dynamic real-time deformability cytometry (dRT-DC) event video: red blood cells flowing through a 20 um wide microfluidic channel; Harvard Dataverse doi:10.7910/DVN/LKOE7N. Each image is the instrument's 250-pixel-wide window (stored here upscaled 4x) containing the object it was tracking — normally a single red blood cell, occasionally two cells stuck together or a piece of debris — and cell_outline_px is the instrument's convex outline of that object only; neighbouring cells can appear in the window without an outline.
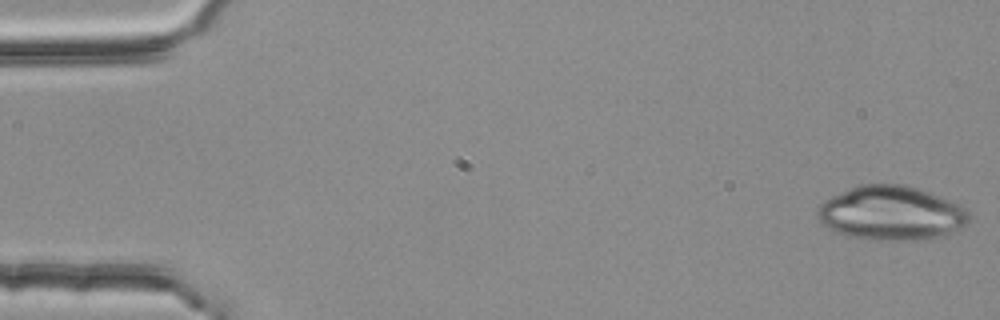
{"species": "common noctule bat (a hibernating species)", "species_latin": "Nyctalus noctula", "temperature_condition": "room temperature", "stored_images_in_passage": 5, "camera_frame_rate_fps": 3000, "um_per_image_px": 0.085, "animal": {"sex": "female", "body_mass_g": 25.1}, "frame": {"image": 1, "passage_image": 1, "time_ms": 0.0, "image_size_px": [1000, 320], "cell_outline_px": [[972, 216], [964, 224], [940, 236], [916, 240], [868, 240], [848, 236], [836, 232], [828, 228], [816, 216], [816, 212], [820, 204], [824, 200], [832, 196], [860, 184], [900, 184], [916, 188], [928, 192], [960, 204]], "centroid_in_image_um": [75.7, 18.12], "position_along_channel_um": 9.3, "area_um2": 47.45}}